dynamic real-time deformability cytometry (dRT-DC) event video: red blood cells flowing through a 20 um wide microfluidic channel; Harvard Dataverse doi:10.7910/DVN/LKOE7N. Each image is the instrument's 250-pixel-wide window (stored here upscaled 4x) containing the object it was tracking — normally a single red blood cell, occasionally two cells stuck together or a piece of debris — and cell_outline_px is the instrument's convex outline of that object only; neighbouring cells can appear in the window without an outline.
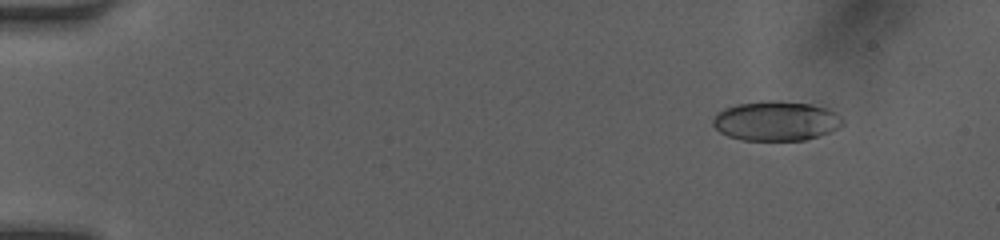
{"species": "human", "species_latin": "Homo sapiens", "temperature_condition": "room temperature", "stored_images_in_passage": 50, "camera_frame_rate_fps": 3000, "um_per_image_px": 0.085, "donor": {"sex": "female"}, "frame": {"image": 1, "passage_image": 6, "time_ms": 1.667, "image_size_px": [1000, 240], "cell_outline_px": [[844, 124], [840, 128], [804, 140], [740, 140], [728, 136], [720, 132], [712, 124], [712, 120], [716, 112], [724, 108], [736, 104], [764, 100], [780, 100], [808, 104], [828, 108], [836, 112], [844, 120]], "centroid_in_image_um": [65.95, 10.27], "position_along_channel_um": 19.1, "area_um2": 30.23}}
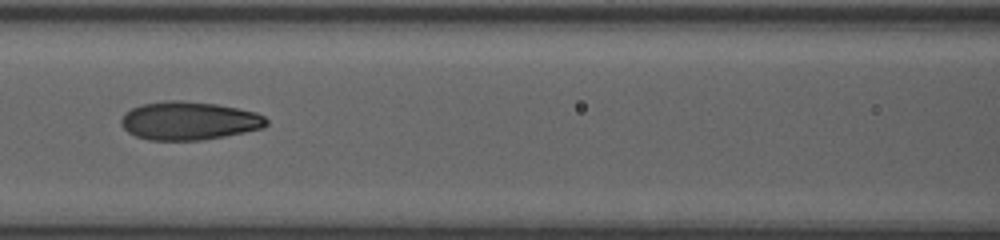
{"frame": {"image": 2, "passage_image": 24, "time_ms": 7.667, "image_size_px": [1000, 240], "cell_outline_px": [[268, 124], [264, 128], [224, 136], [200, 140], [148, 140], [136, 136], [128, 132], [120, 124], [120, 120], [132, 108], [140, 104], [168, 100], [180, 100], [216, 104], [256, 112], [264, 116], [268, 120]], "centroid_in_image_um": [16.07, 10.26], "position_along_channel_um": 150.5, "area_um2": 32.37}}
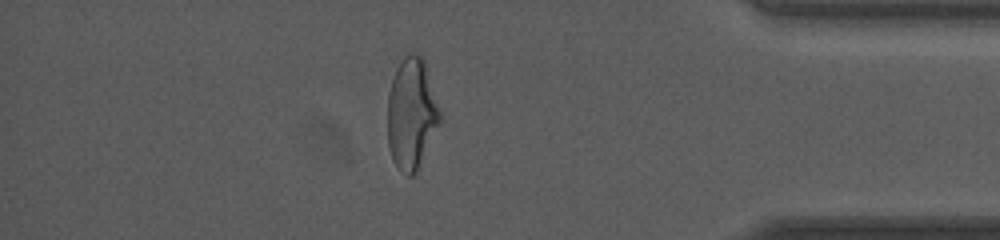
{"frame": {"image": 3, "passage_image": 44, "time_ms": 14.333, "image_size_px": [1000, 240], "cell_outline_px": [[440, 124], [416, 172], [412, 176], [408, 176], [392, 160], [388, 148], [388, 92], [396, 68], [404, 56], [408, 52], [416, 52], [424, 60], [440, 108]], "centroid_in_image_um": [34.98, 9.64], "position_along_channel_um": 400.2, "area_um2": 33.93}, "authors_computed_cell_mechanics": {"area_um2": 31.3565, "velocity_mm_per_s": 4.1833, "shape_relaxation_time_tau1_ms": 7.0353, "shape_relaxation_time_tau2_ms": 1.2581, "deformation_change_tau1": 0.2238, "deformation_change_tau2": 0.0783}}